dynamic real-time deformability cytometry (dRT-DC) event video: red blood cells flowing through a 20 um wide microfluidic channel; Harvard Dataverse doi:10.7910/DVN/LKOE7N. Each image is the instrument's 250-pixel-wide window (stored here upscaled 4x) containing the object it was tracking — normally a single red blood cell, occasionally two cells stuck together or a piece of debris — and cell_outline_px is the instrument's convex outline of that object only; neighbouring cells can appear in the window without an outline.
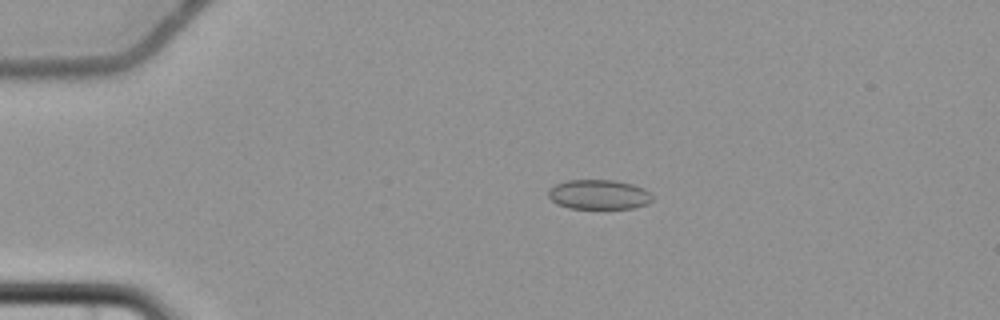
{"species": "common noctule bat (a hibernating species)", "species_latin": "Nyctalus noctula", "temperature_condition": "cold", "stored_images_in_passage": 5, "camera_frame_rate_fps": 3000, "um_per_image_px": 0.085, "animal": {"sex": "female", "body_mass_g": 22.7, "forearm_length_mm": 54.2}, "frame": {"image": 1, "passage_image": 2, "time_ms": 2.0, "image_size_px": [1000, 320], "cell_outline_px": [[652, 200], [648, 204], [632, 208], [568, 208], [556, 204], [548, 196], [548, 188], [556, 184], [568, 180], [612, 180], [632, 184], [644, 188], [652, 196]], "centroid_in_image_um": [50.88, 16.53], "position_along_channel_um": 34.1, "area_um2": 17.98}}
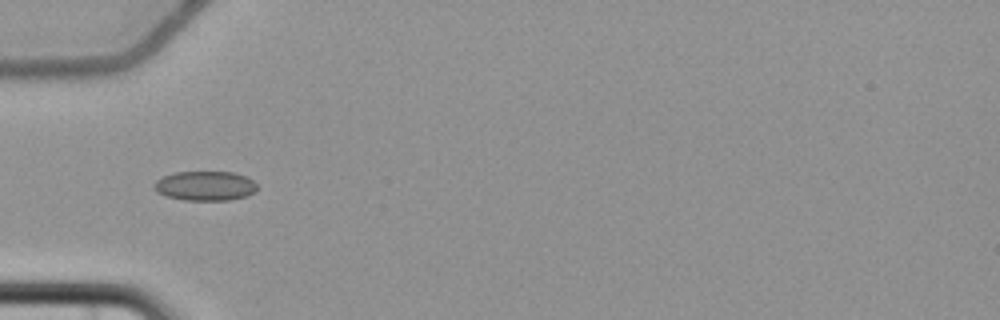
{"frame": {"image": 2, "passage_image": 4, "time_ms": 4.333, "image_size_px": [1000, 320], "cell_outline_px": [[256, 192], [248, 196], [228, 200], [184, 200], [168, 196], [156, 192], [152, 188], [152, 184], [156, 180], [164, 176], [176, 172], [232, 172], [248, 176], [256, 184]], "centroid_in_image_um": [17.44, 15.8], "position_along_channel_um": 67.6, "area_um2": 17.86}}
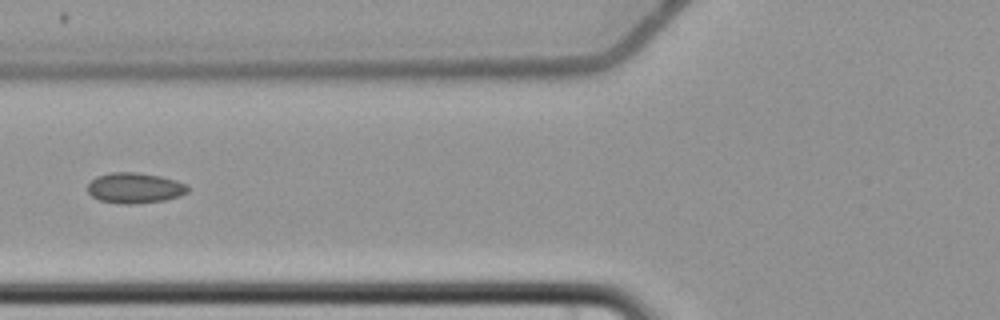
{"frame": {"image": 3, "passage_image": 5, "time_ms": 5.667, "image_size_px": [1000, 320], "cell_outline_px": [[188, 192], [180, 196], [164, 200], [132, 204], [120, 204], [100, 200], [92, 196], [88, 192], [88, 184], [96, 176], [112, 172], [136, 172], [160, 176], [176, 180], [188, 184]], "centroid_in_image_um": [11.47, 15.97], "position_along_channel_um": 114.3, "area_um2": 17.86}}